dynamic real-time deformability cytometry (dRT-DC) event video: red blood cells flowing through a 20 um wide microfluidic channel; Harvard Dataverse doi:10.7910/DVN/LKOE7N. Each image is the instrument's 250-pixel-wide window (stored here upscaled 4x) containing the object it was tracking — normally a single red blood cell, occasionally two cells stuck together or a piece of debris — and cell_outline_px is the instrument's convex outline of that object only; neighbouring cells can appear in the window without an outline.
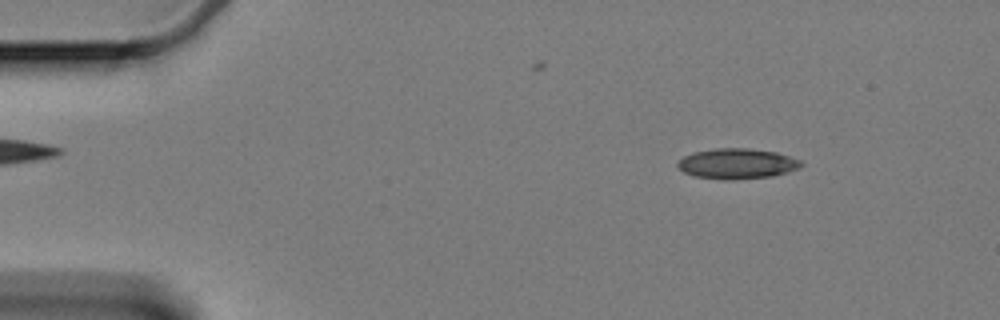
{"species": "Egyptian fruit bat (a non-hibernating species)", "species_latin": "Rousettus aegyptiacus", "temperature_condition": "cold", "stored_images_in_passage": 59, "camera_frame_rate_fps": 3000, "um_per_image_px": 0.085, "animal": {"sex": "female"}, "frame": {"image": 1, "passage_image": 7, "time_ms": 2.0, "image_size_px": [1000, 320], "cell_outline_px": [[804, 164], [800, 168], [772, 176], [732, 180], [724, 180], [692, 176], [684, 172], [676, 164], [684, 156], [692, 152], [716, 148], [748, 148], [776, 152], [800, 160]], "centroid_in_image_um": [62.64, 13.91], "position_along_channel_um": 22.4, "area_um2": 21.91}}
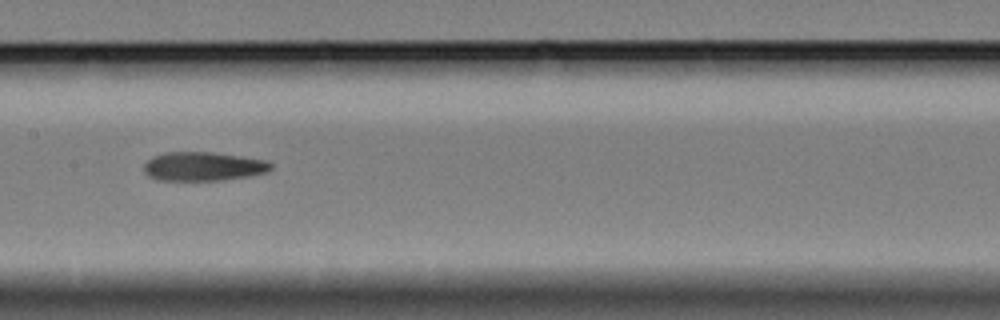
{"frame": {"image": 2, "passage_image": 29, "time_ms": 9.333, "image_size_px": [1000, 320], "cell_outline_px": [[272, 168], [264, 172], [248, 176], [220, 180], [156, 180], [148, 176], [144, 172], [144, 164], [152, 156], [164, 152], [212, 152], [268, 160], [272, 164]], "centroid_in_image_um": [17.24, 14.14], "position_along_channel_um": 190.2, "area_um2": 21.39}}
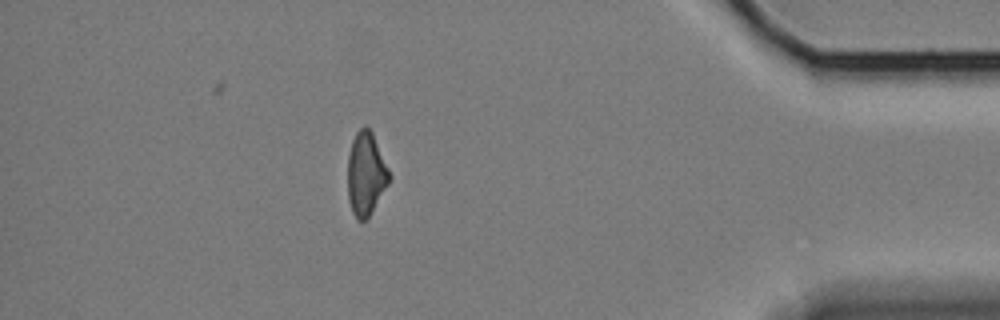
{"frame": {"image": 3, "passage_image": 52, "time_ms": 17.0, "image_size_px": [1000, 320], "cell_outline_px": [[392, 176], [388, 184], [368, 216], [364, 220], [356, 220], [352, 212], [348, 200], [348, 156], [352, 140], [356, 132], [364, 124], [372, 132]], "centroid_in_image_um": [31.09, 14.75], "position_along_channel_um": 404.1, "area_um2": 20.06}, "authors_computed_cell_mechanics": {"area_um2": 21.675, "velocity_mm_per_s": 3.3348, "shape_relaxation_time_tau1_ms": null, "shape_relaxation_time_tau2_ms": 6.4237, "deformation_change_tau1": null, "deformation_change_tau2": 0.1668}}